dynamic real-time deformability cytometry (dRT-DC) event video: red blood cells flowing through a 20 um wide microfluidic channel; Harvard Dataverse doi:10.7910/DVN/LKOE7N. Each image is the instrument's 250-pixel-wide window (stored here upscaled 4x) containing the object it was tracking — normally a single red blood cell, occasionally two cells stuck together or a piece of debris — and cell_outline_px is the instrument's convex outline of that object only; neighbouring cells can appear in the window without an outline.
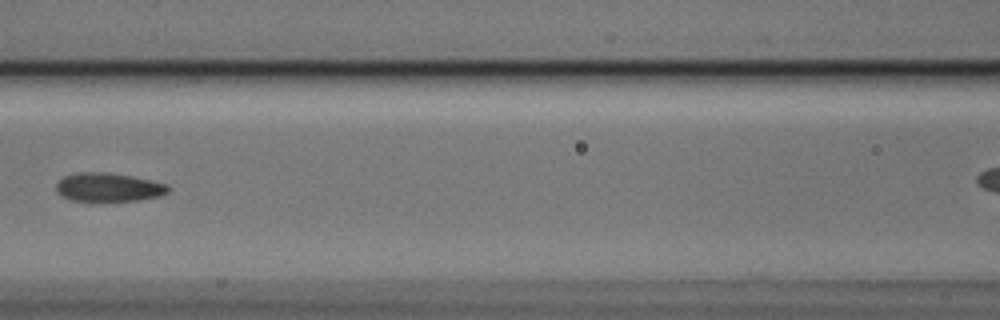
{"species": "Egyptian fruit bat (a non-hibernating species)", "species_latin": "Rousettus aegyptiacus", "temperature_condition": "cold", "stored_images_in_passage": 5, "camera_frame_rate_fps": 3000, "um_per_image_px": 0.085, "animal": {"sex": "male"}, "frame": {"image": 1, "passage_image": 4, "time_ms": 1.0, "image_size_px": [1000, 320], "cell_outline_px": [[172, 188], [168, 192], [160, 196], [140, 200], [72, 200], [56, 192], [56, 184], [64, 176], [80, 172], [104, 172], [132, 176], [168, 184]], "centroid_in_image_um": [9.27, 15.9], "position_along_channel_um": 157.3, "area_um2": 18.5}}
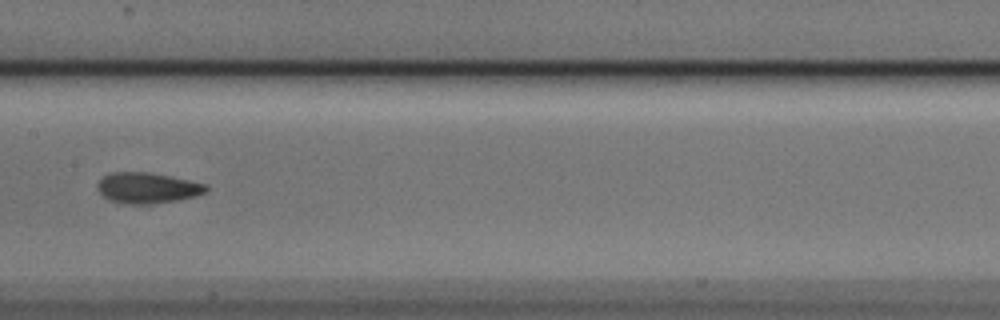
{"frame": {"image": 2, "passage_image": 5, "time_ms": 1.333, "image_size_px": [1000, 320], "cell_outline_px": [[208, 192], [196, 196], [176, 200], [148, 204], [124, 204], [108, 200], [96, 188], [96, 184], [104, 176], [112, 172], [148, 172], [188, 180], [204, 184], [208, 188]], "centroid_in_image_um": [12.5, 15.98], "position_along_channel_um": 194.9, "area_um2": 19.36}}